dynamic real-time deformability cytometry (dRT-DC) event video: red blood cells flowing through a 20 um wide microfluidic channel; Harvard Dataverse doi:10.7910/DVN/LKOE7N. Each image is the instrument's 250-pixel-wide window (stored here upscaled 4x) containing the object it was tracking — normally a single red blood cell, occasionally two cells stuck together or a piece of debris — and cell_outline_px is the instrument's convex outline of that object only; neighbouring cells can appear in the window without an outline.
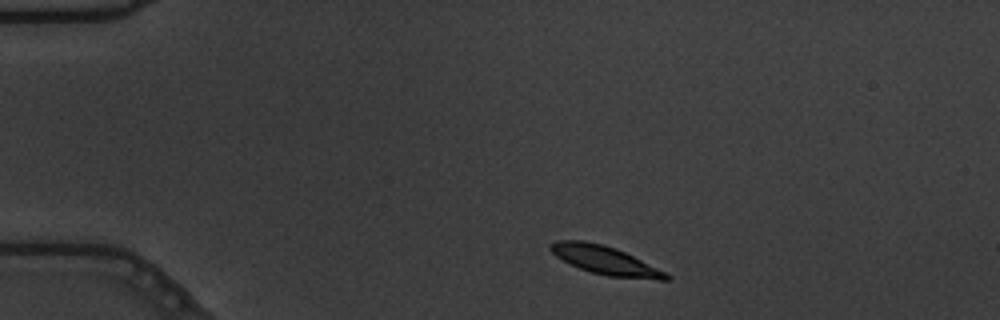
{"species": "common noctule bat (a hibernating species)", "species_latin": "Nyctalus noctula", "temperature_condition": "warm", "stored_images_in_passage": 48, "camera_frame_rate_fps": 3000, "um_per_image_px": 0.085, "animal": {"sex": "male", "body_mass_g": 19.5, "forearm_length_mm": 54.6}, "frame": {"image": 1, "passage_image": 3, "time_ms": 0.667, "image_size_px": [1000, 320], "cell_outline_px": [[672, 276], [668, 280], [656, 280], [608, 276], [592, 272], [568, 264], [556, 256], [548, 248], [548, 244], [556, 240], [584, 240], [604, 244], [616, 248], [668, 272]], "centroid_in_image_um": [51.46, 22.12], "position_along_channel_um": 33.5, "area_um2": 19.54}}
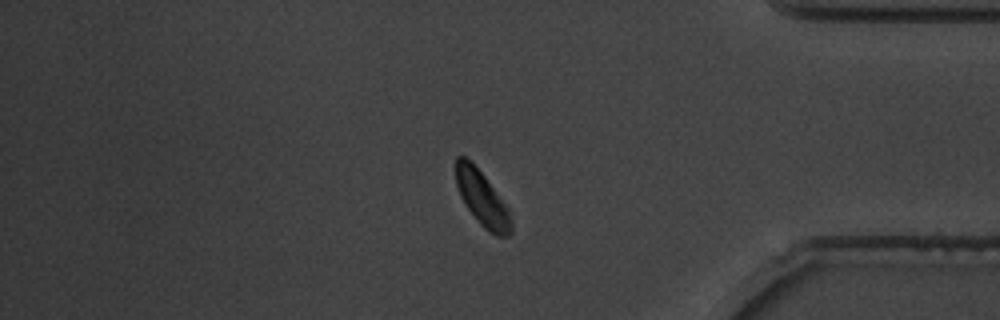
{"frame": {"image": 2, "passage_image": 40, "time_ms": 13.0, "image_size_px": [1000, 320], "cell_outline_px": [[512, 232], [508, 236], [496, 236], [488, 232], [480, 224], [468, 208], [460, 196], [456, 184], [456, 156], [464, 156], [472, 160], [508, 208], [512, 224]], "centroid_in_image_um": [40.98, 16.87], "position_along_channel_um": 394.2, "area_um2": 17.57}}
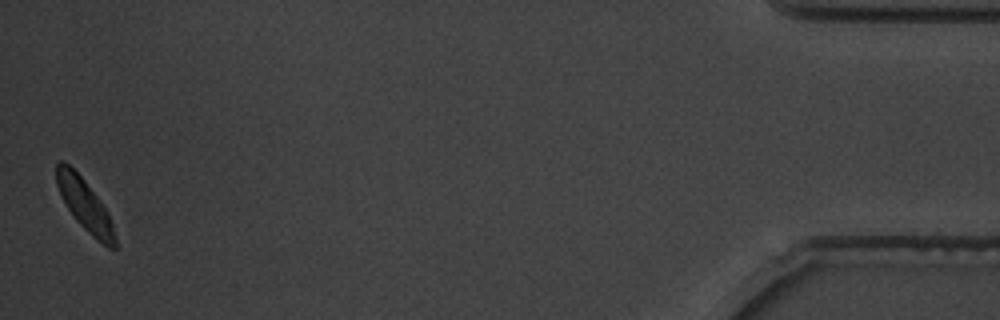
{"frame": {"image": 3, "passage_image": 48, "time_ms": 15.667, "image_size_px": [1000, 320], "cell_outline_px": [[116, 248], [108, 248], [96, 240], [76, 220], [68, 208], [56, 184], [56, 164], [60, 160], [64, 160], [84, 180], [108, 212], [112, 224], [116, 240]], "centroid_in_image_um": [7.21, 17.43], "position_along_channel_um": 428.0, "area_um2": 17.22}, "authors_computed_cell_mechanics": {"area_um2": 19.363, "velocity_mm_per_s": 3.573, "shape_relaxation_time_tau1_ms": 2.9069, "shape_relaxation_time_tau2_ms": 4.111, "deformation_change_tau1": 0.1545, "deformation_change_tau2": 0.0675}}